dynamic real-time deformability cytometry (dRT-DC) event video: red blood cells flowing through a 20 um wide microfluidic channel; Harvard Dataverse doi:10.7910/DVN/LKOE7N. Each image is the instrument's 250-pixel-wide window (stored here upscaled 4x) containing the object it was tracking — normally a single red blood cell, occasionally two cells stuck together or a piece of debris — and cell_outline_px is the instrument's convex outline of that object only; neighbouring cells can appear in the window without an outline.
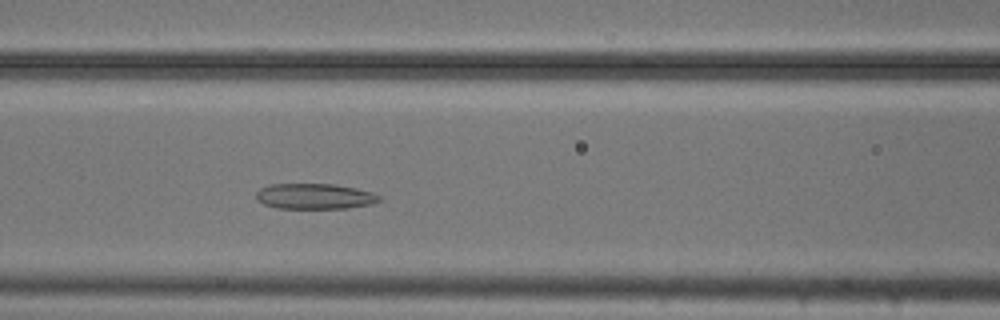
{"species": "common noctule bat (a hibernating species)", "species_latin": "Nyctalus noctula", "temperature_condition": "cold", "stored_images_in_passage": 42, "camera_frame_rate_fps": 3000, "um_per_image_px": 0.085, "animal": {"sex": "male", "body_mass_g": 20.5, "forearm_length_mm": 52.5}, "frame": {"image": 1, "passage_image": 11, "time_ms": 3.333, "image_size_px": [1000, 320], "cell_outline_px": [[384, 196], [380, 200], [372, 204], [344, 208], [276, 208], [264, 204], [256, 200], [256, 192], [260, 188], [268, 184], [332, 184], [356, 188], [372, 192]], "centroid_in_image_um": [26.74, 16.68], "position_along_channel_um": 139.9, "area_um2": 18.44}}
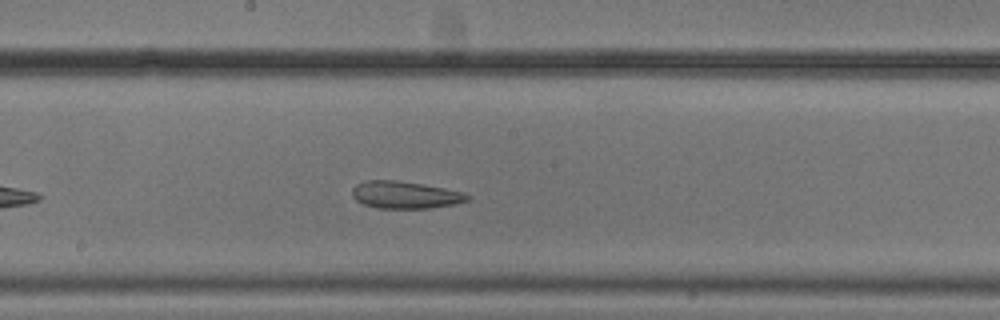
{"frame": {"image": 2, "passage_image": 17, "time_ms": 5.333, "image_size_px": [1000, 320], "cell_outline_px": [[468, 200], [452, 204], [428, 208], [376, 208], [364, 204], [356, 200], [352, 196], [352, 188], [356, 184], [368, 180], [396, 180], [444, 188], [464, 192], [468, 196]], "centroid_in_image_um": [34.38, 16.56], "position_along_channel_um": 213.8, "area_um2": 18.03}}
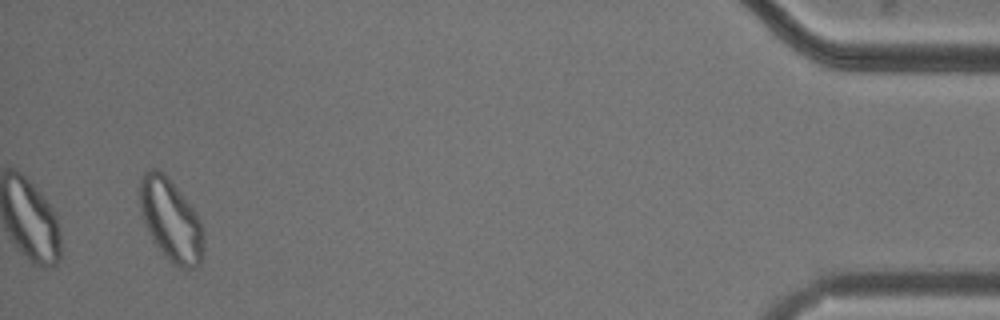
{"frame": {"image": 3, "passage_image": 40, "time_ms": 13.0, "image_size_px": [1000, 320], "cell_outline_px": [[204, 248], [200, 264], [196, 268], [180, 268], [172, 264], [164, 256], [152, 240], [144, 224], [140, 208], [140, 180], [144, 172], [152, 168], [156, 168], [164, 172], [192, 208], [200, 220], [204, 228]], "centroid_in_image_um": [14.53, 18.74], "position_along_channel_um": 420.7, "area_um2": 30.75}, "authors_computed_cell_mechanics": {"area_um2": 21.7617, "velocity_mm_per_s": 3.7025, "shape_relaxation_time_tau1_ms": null, "shape_relaxation_time_tau2_ms": 5.9898, "deformation_change_tau1": null, "deformation_change_tau2": 0.1432}}